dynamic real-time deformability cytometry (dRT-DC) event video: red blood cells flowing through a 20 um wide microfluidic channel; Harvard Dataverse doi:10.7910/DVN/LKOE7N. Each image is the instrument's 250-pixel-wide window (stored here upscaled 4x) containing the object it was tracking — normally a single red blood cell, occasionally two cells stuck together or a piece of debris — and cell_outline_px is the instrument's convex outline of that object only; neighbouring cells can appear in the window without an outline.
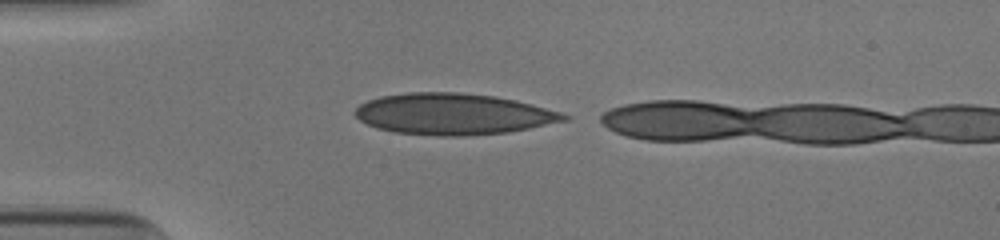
{"species": "human", "species_latin": "Homo sapiens", "temperature_condition": "cold", "stored_images_in_passage": 33, "camera_frame_rate_fps": 3000, "um_per_image_px": 0.085, "donor": {"sex": "male"}, "frame": {"image": 1, "passage_image": 1, "time_ms": 0.0, "image_size_px": [1000, 240], "cell_outline_px": [[572, 116], [568, 120], [508, 132], [456, 136], [440, 136], [396, 132], [376, 128], [360, 120], [352, 112], [360, 104], [368, 100], [380, 96], [408, 92], [460, 92], [496, 96], [516, 100], [560, 112]], "centroid_in_image_um": [38.51, 9.68], "position_along_channel_um": 46.5, "area_um2": 50.11}}
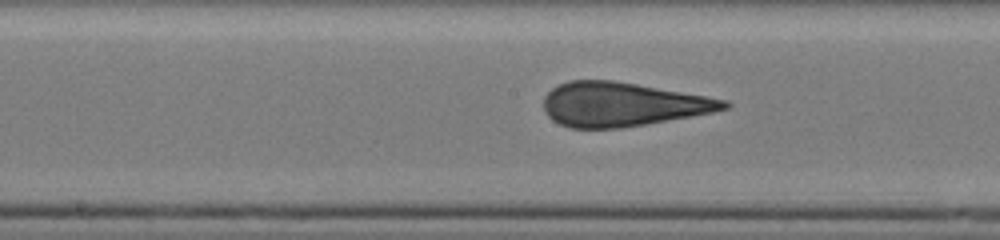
{"frame": {"image": 2, "passage_image": 14, "time_ms": 4.333, "image_size_px": [1000, 240], "cell_outline_px": [[732, 104], [728, 108], [712, 112], [692, 116], [620, 128], [568, 128], [552, 120], [544, 112], [544, 96], [552, 88], [568, 80], [612, 80], [636, 84], [728, 100]], "centroid_in_image_um": [52.86, 8.87], "position_along_channel_um": 195.3, "area_um2": 46.07}}
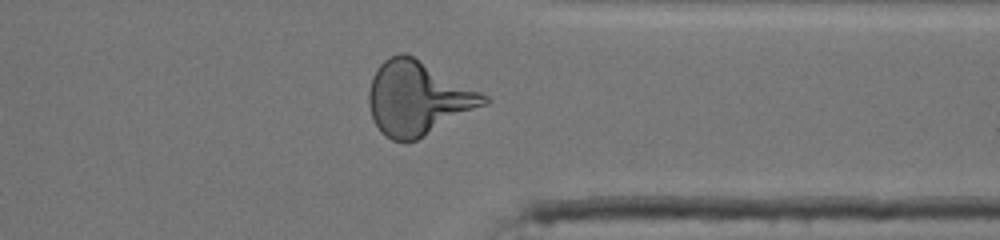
{"frame": {"image": 3, "passage_image": 28, "time_ms": 9.0, "image_size_px": [1000, 240], "cell_outline_px": [[492, 100], [488, 104], [416, 140], [404, 144], [392, 140], [384, 136], [380, 132], [372, 116], [368, 104], [368, 92], [372, 76], [376, 68], [384, 60], [400, 52], [404, 52], [412, 56], [488, 96]], "centroid_in_image_um": [35.49, 8.38], "position_along_channel_um": 375.9, "area_um2": 49.36}, "authors_computed_cell_mechanics": {"area_um2": 46.2978, "velocity_mm_per_s": 3.9274, "shape_relaxation_time_tau1_ms": 9.479, "shape_relaxation_time_tau2_ms": 0.9099, "deformation_change_tau1": 0.2775, "deformation_change_tau2": 0.0878}}